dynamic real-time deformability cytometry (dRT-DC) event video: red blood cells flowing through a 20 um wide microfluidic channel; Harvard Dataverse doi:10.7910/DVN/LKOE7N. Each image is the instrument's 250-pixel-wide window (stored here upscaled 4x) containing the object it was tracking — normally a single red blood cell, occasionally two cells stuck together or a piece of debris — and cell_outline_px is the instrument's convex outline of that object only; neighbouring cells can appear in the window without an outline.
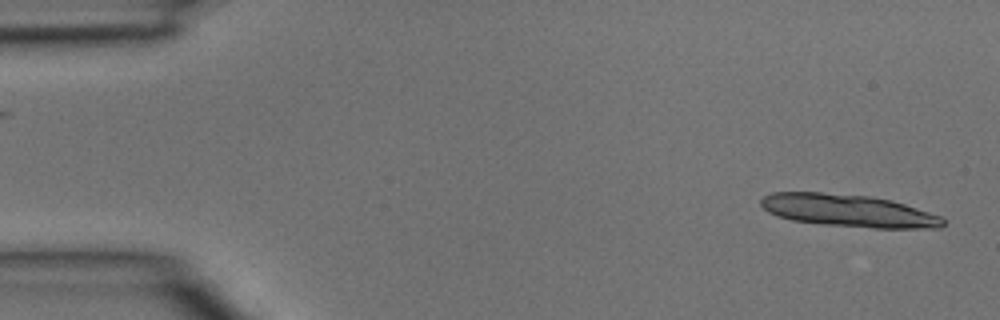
{"species": "common noctule bat (a hibernating species)", "species_latin": "Nyctalus noctula", "temperature_condition": "room temperature", "stored_images_in_passage": 2, "camera_frame_rate_fps": 3000, "um_per_image_px": 0.085, "animal": {"sex": "male", "body_mass_g": 15.6}, "frame": {"image": 1, "passage_image": 2, "time_ms": 0.333, "image_size_px": [1000, 320], "cell_outline_px": [[944, 224], [940, 228], [872, 228], [820, 224], [792, 220], [776, 216], [768, 212], [760, 204], [760, 200], [764, 196], [772, 192], [820, 192], [868, 196], [892, 200], [940, 216], [944, 220]], "centroid_in_image_um": [72.07, 17.91], "position_along_channel_um": 12.9, "area_um2": 34.39}}